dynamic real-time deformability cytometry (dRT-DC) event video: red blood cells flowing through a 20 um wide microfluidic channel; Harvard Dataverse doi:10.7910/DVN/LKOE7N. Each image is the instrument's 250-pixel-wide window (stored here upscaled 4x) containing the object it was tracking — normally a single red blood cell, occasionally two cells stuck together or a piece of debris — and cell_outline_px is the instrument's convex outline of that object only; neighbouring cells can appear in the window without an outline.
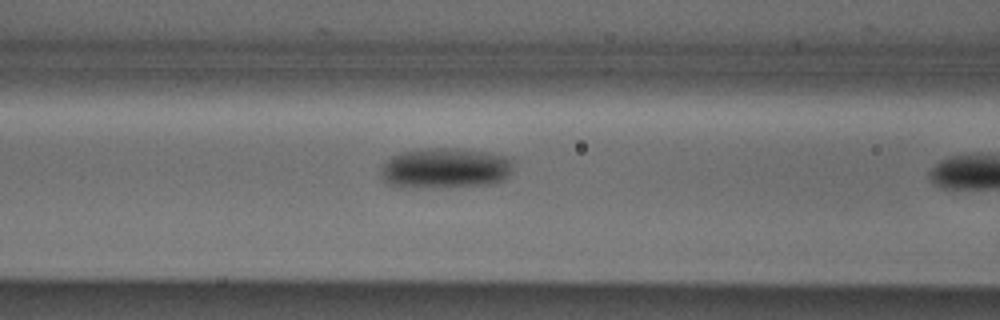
{"species": "Egyptian fruit bat (a non-hibernating species)", "species_latin": "Rousettus aegyptiacus", "temperature_condition": "cold", "stored_images_in_passage": 10, "camera_frame_rate_fps": 3000, "um_per_image_px": 0.085, "animal": {"sex": "male"}, "frame": {"image": 1, "passage_image": 9, "time_ms": 2.667, "image_size_px": [1000, 320], "cell_outline_px": [[512, 168], [508, 176], [504, 180], [488, 184], [412, 188], [400, 188], [388, 184], [380, 176], [380, 172], [384, 164], [392, 156], [400, 152], [428, 148], [460, 148], [512, 156]], "centroid_in_image_um": [37.84, 14.29], "position_along_channel_um": 128.8, "area_um2": 31.44}}